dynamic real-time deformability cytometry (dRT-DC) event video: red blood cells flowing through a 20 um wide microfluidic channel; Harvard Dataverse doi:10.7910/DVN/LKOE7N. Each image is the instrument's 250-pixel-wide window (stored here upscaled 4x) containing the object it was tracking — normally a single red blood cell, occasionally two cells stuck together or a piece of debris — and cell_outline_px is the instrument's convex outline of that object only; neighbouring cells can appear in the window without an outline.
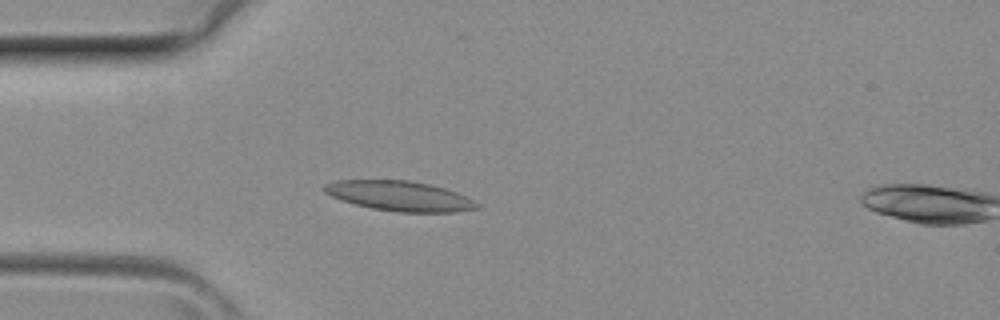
{"species": "common noctule bat (a hibernating species)", "species_latin": "Nyctalus noctula", "temperature_condition": "room temperature", "stored_images_in_passage": 4, "segment_of_instrument_passage": [1, 2], "camera_frame_rate_fps": 3000, "um_per_image_px": 0.085, "animal": {"sex": "female", "body_mass_g": 29.2, "forearm_length_mm": 56.3}, "frame": {"image": 1, "passage_image": 3, "time_ms": 0.667, "image_size_px": [1000, 320], "cell_outline_px": [[480, 208], [456, 212], [396, 212], [372, 208], [340, 200], [324, 192], [324, 184], [336, 180], [408, 180], [428, 184], [444, 188], [456, 192], [480, 204]], "centroid_in_image_um": [33.96, 16.66], "position_along_channel_um": 51.0, "area_um2": 26.53}}